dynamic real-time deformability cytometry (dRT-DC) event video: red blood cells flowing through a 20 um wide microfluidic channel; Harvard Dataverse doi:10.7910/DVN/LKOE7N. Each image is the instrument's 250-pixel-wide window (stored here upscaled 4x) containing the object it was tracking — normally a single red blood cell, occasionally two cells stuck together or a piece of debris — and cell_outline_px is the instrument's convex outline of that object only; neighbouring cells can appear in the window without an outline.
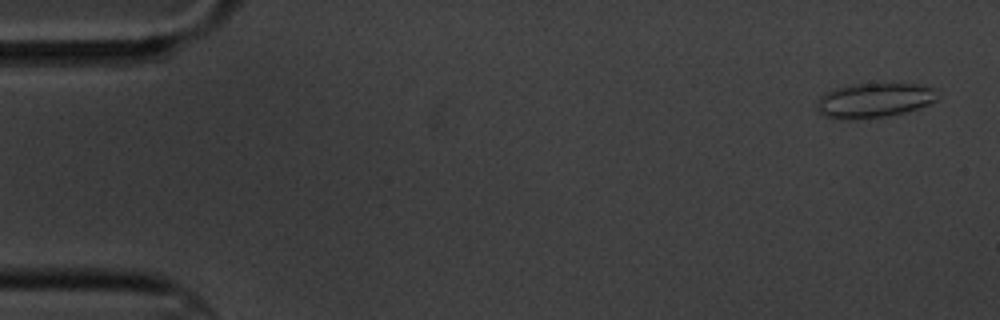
{"species": "common noctule bat (a hibernating species)", "species_latin": "Nyctalus noctula", "temperature_condition": "cold", "stored_images_in_passage": 5, "camera_frame_rate_fps": 3000, "um_per_image_px": 0.085, "animal": {"sex": "male", "body_mass_g": 20.1, "forearm_length_mm": 53.5}, "frame": {"image": 1, "passage_image": 1, "time_ms": 0.0, "image_size_px": [1000, 320], "cell_outline_px": [[936, 100], [928, 104], [904, 112], [888, 116], [824, 116], [816, 112], [816, 104], [820, 96], [824, 92], [832, 88], [852, 84], [916, 84], [936, 88]], "centroid_in_image_um": [74.29, 8.47], "position_along_channel_um": 10.7, "area_um2": 23.52}}
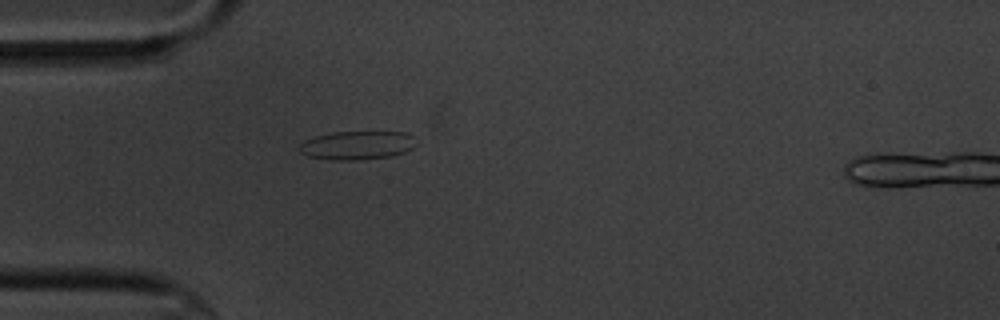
{"frame": {"image": 2, "passage_image": 5, "time_ms": 4.667, "image_size_px": [1000, 320], "cell_outline_px": [[416, 144], [412, 148], [404, 152], [392, 156], [356, 160], [332, 160], [308, 156], [300, 152], [300, 144], [304, 140], [316, 136], [332, 132], [408, 132], [412, 136]], "centroid_in_image_um": [30.36, 12.35], "position_along_channel_um": 54.6, "area_um2": 19.42}}